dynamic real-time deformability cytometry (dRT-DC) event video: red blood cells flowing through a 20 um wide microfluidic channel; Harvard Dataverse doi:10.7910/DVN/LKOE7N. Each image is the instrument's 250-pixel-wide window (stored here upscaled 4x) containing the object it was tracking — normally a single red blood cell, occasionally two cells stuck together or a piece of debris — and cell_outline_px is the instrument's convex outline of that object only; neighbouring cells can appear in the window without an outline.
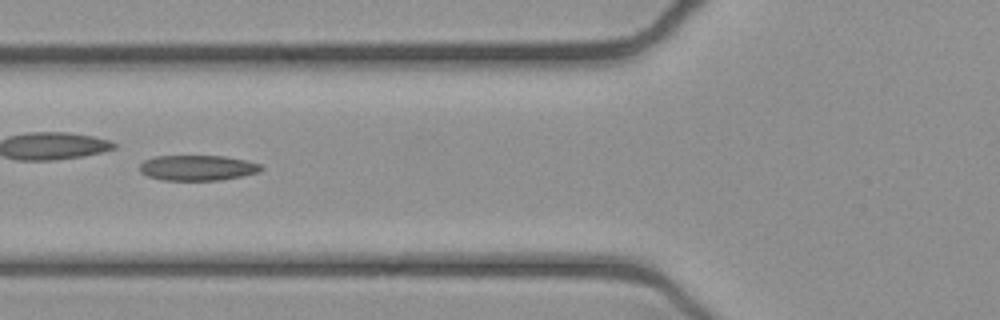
{"species": "common noctule bat (a hibernating species)", "species_latin": "Nyctalus noctula", "temperature_condition": "cold", "stored_images_in_passage": 44, "camera_frame_rate_fps": 3000, "um_per_image_px": 0.085, "animal": {"sex": "female", "body_mass_g": 21.9}, "frame": {"image": 1, "passage_image": 19, "time_ms": 6.0, "image_size_px": [1000, 320], "cell_outline_px": [[264, 168], [260, 172], [220, 180], [160, 180], [148, 176], [140, 172], [140, 164], [144, 160], [156, 156], [224, 156], [244, 160], [260, 164]], "centroid_in_image_um": [16.78, 14.27], "position_along_channel_um": 109.0, "area_um2": 17.92}}
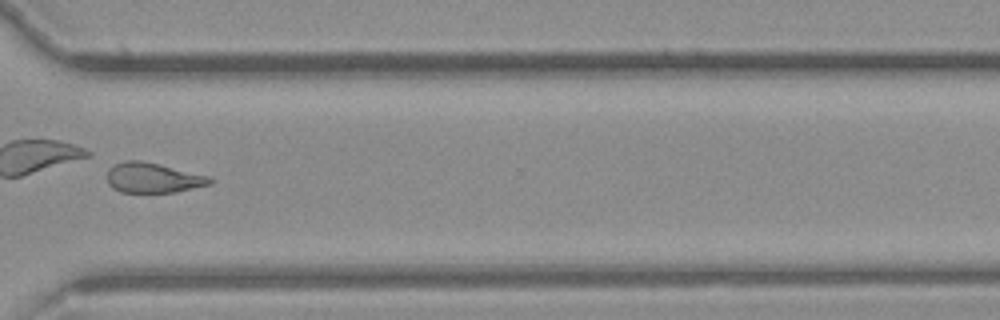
{"frame": {"image": 2, "passage_image": 38, "time_ms": 12.333, "image_size_px": [1000, 320], "cell_outline_px": [[212, 184], [176, 192], [120, 192], [112, 188], [108, 184], [108, 168], [112, 164], [124, 160], [140, 160], [212, 176]], "centroid_in_image_um": [13.0, 15.11], "position_along_channel_um": 357.6, "area_um2": 18.21}, "authors_computed_cell_mechanics": {"area_um2": 18.1781, "velocity_mm_per_s": 3.9192, "shape_relaxation_time_tau1_ms": null, "shape_relaxation_time_tau2_ms": 3.5411, "deformation_change_tau1": null, "deformation_change_tau2": 0.1073}}